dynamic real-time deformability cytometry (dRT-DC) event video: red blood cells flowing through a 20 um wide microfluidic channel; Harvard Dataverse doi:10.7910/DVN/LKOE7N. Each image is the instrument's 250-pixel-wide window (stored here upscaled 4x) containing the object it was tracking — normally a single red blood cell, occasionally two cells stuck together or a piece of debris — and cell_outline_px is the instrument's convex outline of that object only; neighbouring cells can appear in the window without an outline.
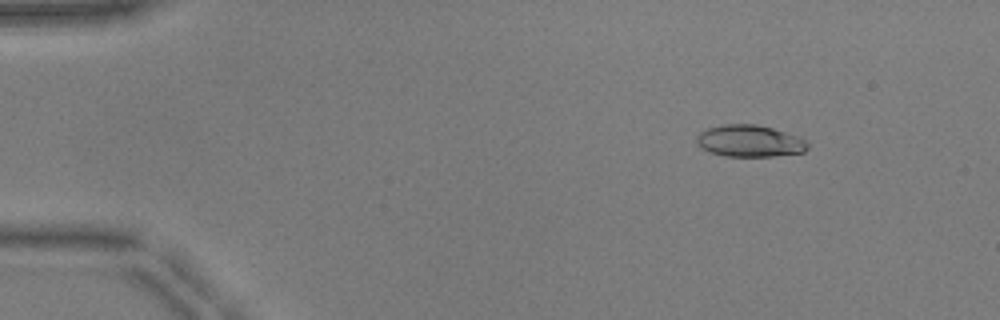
{"species": "common noctule bat (a hibernating species)", "species_latin": "Nyctalus noctula", "temperature_condition": "warm", "stored_images_in_passage": 48, "camera_frame_rate_fps": 3000, "um_per_image_px": 0.085, "animal": {"sex": "male", "body_mass_g": 17.9, "forearm_length_mm": 54.2}, "frame": {"image": 1, "passage_image": 3, "time_ms": 0.667, "image_size_px": [1000, 320], "cell_outline_px": [[808, 148], [804, 152], [772, 156], [724, 156], [708, 152], [700, 148], [696, 144], [696, 136], [700, 132], [708, 128], [724, 124], [756, 124], [772, 128], [796, 136], [804, 140], [808, 144]], "centroid_in_image_um": [63.66, 11.99], "position_along_channel_um": 21.3, "area_um2": 20.58}}
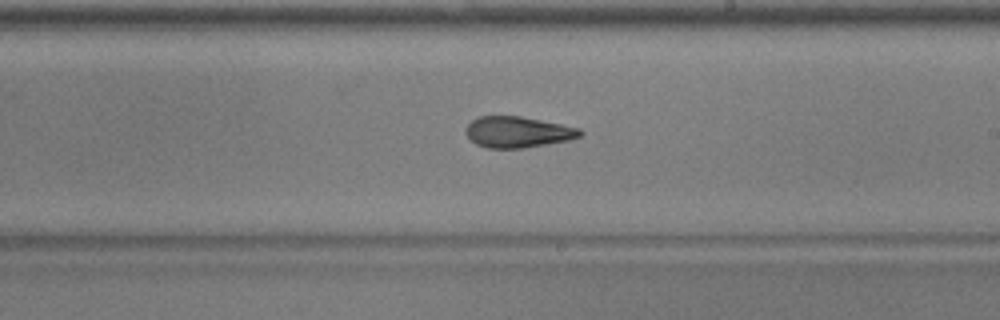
{"frame": {"image": 2, "passage_image": 27, "time_ms": 8.667, "image_size_px": [1000, 320], "cell_outline_px": [[584, 132], [580, 136], [568, 140], [524, 148], [488, 148], [476, 144], [464, 132], [464, 128], [472, 120], [480, 116], [520, 116], [580, 128]], "centroid_in_image_um": [43.99, 11.22], "position_along_channel_um": 245.0, "area_um2": 20.58}}
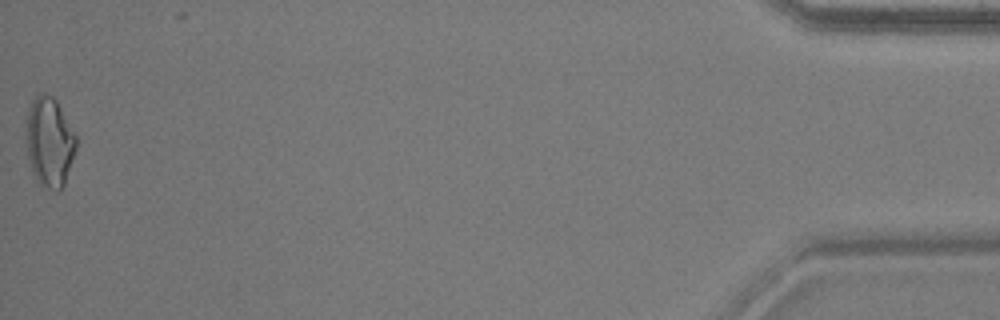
{"frame": {"image": 3, "passage_image": 48, "time_ms": 15.667, "image_size_px": [1000, 320], "cell_outline_px": [[76, 152], [64, 184], [56, 192], [40, 184], [36, 180], [32, 172], [28, 156], [28, 112], [32, 100], [40, 92], [44, 92], [52, 96], [56, 100], [76, 136]], "centroid_in_image_um": [4.23, 12.08], "position_along_channel_um": 431.0, "area_um2": 25.66}, "authors_computed_cell_mechanics": {"area_um2": 20.8658, "velocity_mm_per_s": 3.9357, "shape_relaxation_time_tau1_ms": 8.3859, "shape_relaxation_time_tau2_ms": 2.6629, "deformation_change_tau1": 0.2498, "deformation_change_tau2": 0.1246}}